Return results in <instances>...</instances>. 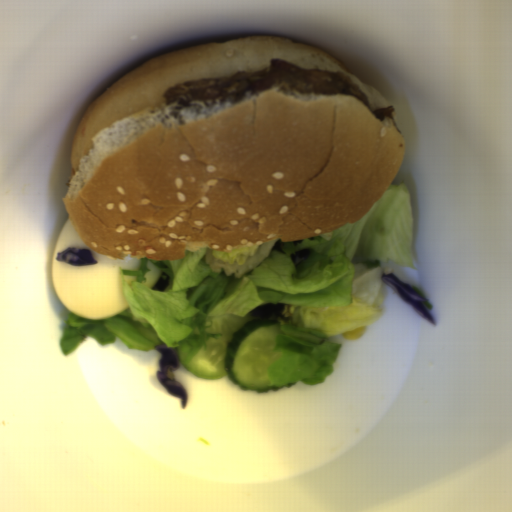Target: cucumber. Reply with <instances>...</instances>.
I'll return each mask as SVG.
<instances>
[{"instance_id": "8b760119", "label": "cucumber", "mask_w": 512, "mask_h": 512, "mask_svg": "<svg viewBox=\"0 0 512 512\" xmlns=\"http://www.w3.org/2000/svg\"><path fill=\"white\" fill-rule=\"evenodd\" d=\"M205 328L206 333L220 336L208 340L185 370L197 378H228L247 392H277L268 377L279 358L275 348L280 333L273 323L229 312L210 318Z\"/></svg>"}]
</instances>
